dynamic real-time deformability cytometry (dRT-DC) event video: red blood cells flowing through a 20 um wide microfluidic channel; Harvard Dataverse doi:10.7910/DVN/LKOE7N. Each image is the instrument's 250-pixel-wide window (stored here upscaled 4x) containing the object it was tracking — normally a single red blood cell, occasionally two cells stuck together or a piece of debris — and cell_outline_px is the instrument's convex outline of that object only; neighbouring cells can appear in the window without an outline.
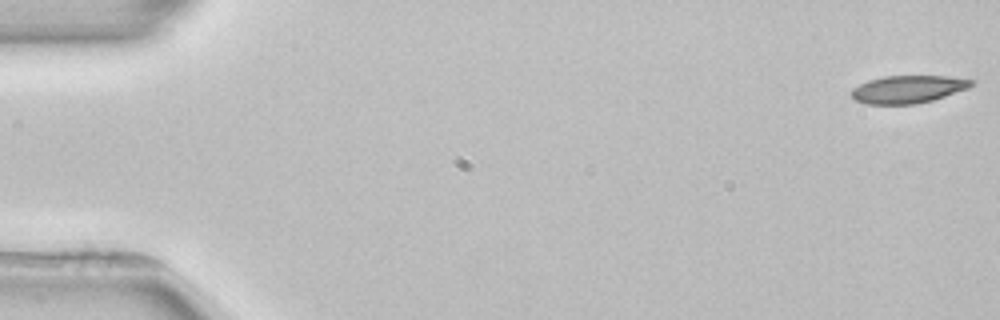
{"species": "common noctule bat (a hibernating species)", "species_latin": "Nyctalus noctula", "temperature_condition": "room temperature", "stored_images_in_passage": 3, "camera_frame_rate_fps": 3000, "um_per_image_px": 0.085, "animal": {"sex": "female", "body_mass_g": 22.7, "forearm_length_mm": 54.2}, "frame": {"image": 1, "passage_image": 1, "time_ms": 0.0, "image_size_px": [1000, 320], "cell_outline_px": [[976, 80], [968, 88], [932, 100], [916, 104], [868, 104], [856, 100], [848, 92], [852, 88], [868, 80], [884, 76], [944, 76]], "centroid_in_image_um": [77.14, 7.58], "position_along_channel_um": 7.9, "area_um2": 19.25}}